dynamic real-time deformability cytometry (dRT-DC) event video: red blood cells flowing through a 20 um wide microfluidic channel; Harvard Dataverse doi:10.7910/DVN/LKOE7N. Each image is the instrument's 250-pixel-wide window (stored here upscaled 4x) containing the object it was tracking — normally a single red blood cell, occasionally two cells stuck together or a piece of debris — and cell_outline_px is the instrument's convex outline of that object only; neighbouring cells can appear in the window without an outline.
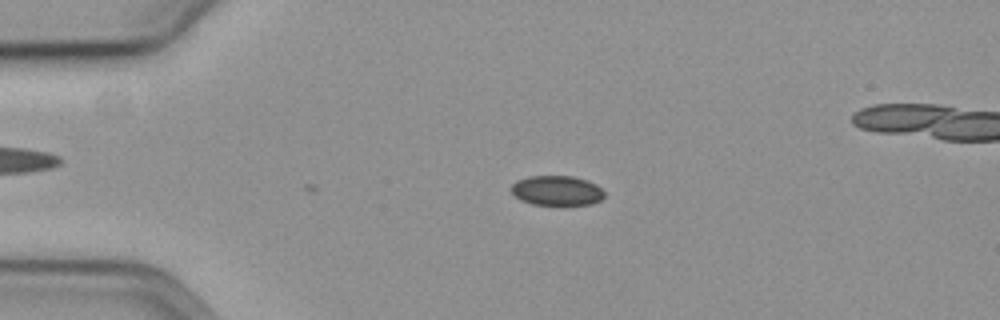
{"species": "common noctule bat (a hibernating species)", "species_latin": "Nyctalus noctula", "temperature_condition": "cold", "stored_images_in_passage": 4, "camera_frame_rate_fps": 3000, "um_per_image_px": 0.085, "animal": {"sex": "female", "body_mass_g": 19.3, "forearm_length_mm": 54.1}, "frame": {"image": 1, "passage_image": 1, "time_ms": 0.0, "image_size_px": [1000, 320], "cell_outline_px": [[604, 196], [600, 200], [592, 204], [564, 208], [532, 204], [520, 200], [512, 192], [512, 184], [516, 180], [528, 176], [572, 176], [588, 180], [596, 184], [604, 192]], "centroid_in_image_um": [47.35, 16.25], "position_along_channel_um": 37.6, "area_um2": 16.94}}